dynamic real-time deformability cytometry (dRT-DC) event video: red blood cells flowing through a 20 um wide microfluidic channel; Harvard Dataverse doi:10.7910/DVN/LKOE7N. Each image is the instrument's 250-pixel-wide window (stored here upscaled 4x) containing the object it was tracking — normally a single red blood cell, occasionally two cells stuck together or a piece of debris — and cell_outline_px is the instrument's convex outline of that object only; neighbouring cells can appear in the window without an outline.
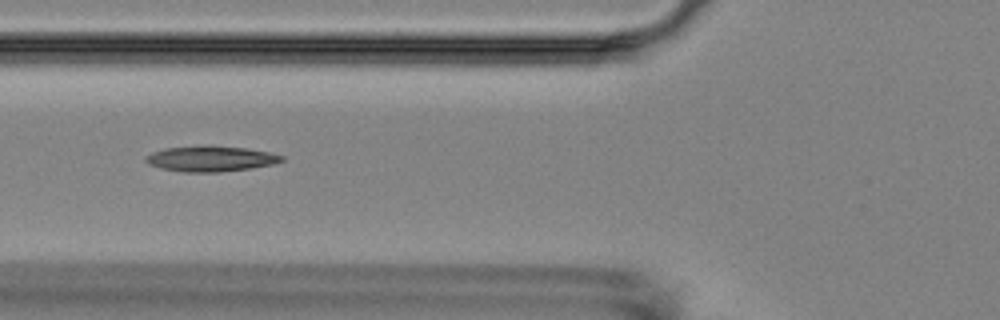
{"species": "Egyptian fruit bat (a non-hibernating species)", "species_latin": "Rousettus aegyptiacus", "temperature_condition": "room temperature", "stored_images_in_passage": 5, "camera_frame_rate_fps": 3000, "um_per_image_px": 0.085, "animal": {"sex": "female"}, "frame": {"image": 1, "passage_image": 2, "time_ms": 1.0, "image_size_px": [1000, 320], "cell_outline_px": [[284, 160], [272, 164], [248, 168], [220, 172], [184, 172], [160, 168], [148, 164], [144, 160], [144, 156], [152, 152], [164, 148], [204, 144], [208, 144], [244, 148], [268, 152], [284, 156]], "centroid_in_image_um": [17.83, 13.47], "position_along_channel_um": 108.0, "area_um2": 20.46}}
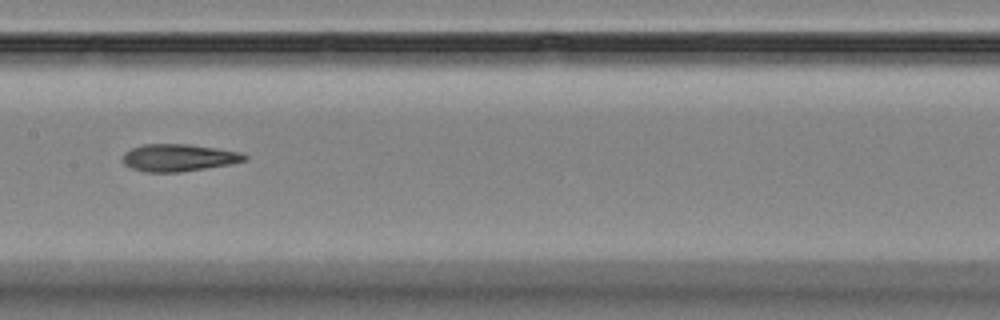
{"frame": {"image": 2, "passage_image": 4, "time_ms": 3.333, "image_size_px": [1000, 320], "cell_outline_px": [[248, 160], [228, 164], [180, 172], [144, 172], [132, 168], [124, 164], [120, 160], [120, 156], [124, 152], [132, 148], [144, 144], [188, 144], [216, 148], [240, 152], [248, 156]], "centroid_in_image_um": [15.13, 13.4], "position_along_channel_um": 192.3, "area_um2": 19.42}}
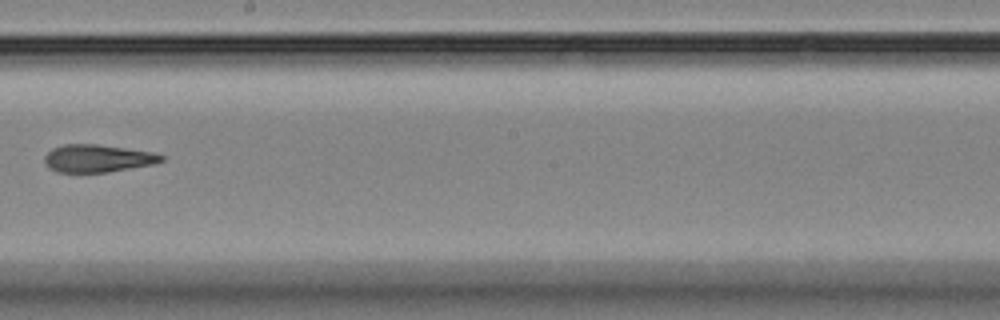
{"frame": {"image": 3, "passage_image": 5, "time_ms": 4.667, "image_size_px": [1000, 320], "cell_outline_px": [[164, 160], [152, 164], [108, 172], [56, 172], [48, 168], [44, 164], [44, 156], [52, 148], [64, 144], [96, 144], [156, 152], [164, 156]], "centroid_in_image_um": [8.27, 13.46], "position_along_channel_um": 239.9, "area_um2": 18.9}}